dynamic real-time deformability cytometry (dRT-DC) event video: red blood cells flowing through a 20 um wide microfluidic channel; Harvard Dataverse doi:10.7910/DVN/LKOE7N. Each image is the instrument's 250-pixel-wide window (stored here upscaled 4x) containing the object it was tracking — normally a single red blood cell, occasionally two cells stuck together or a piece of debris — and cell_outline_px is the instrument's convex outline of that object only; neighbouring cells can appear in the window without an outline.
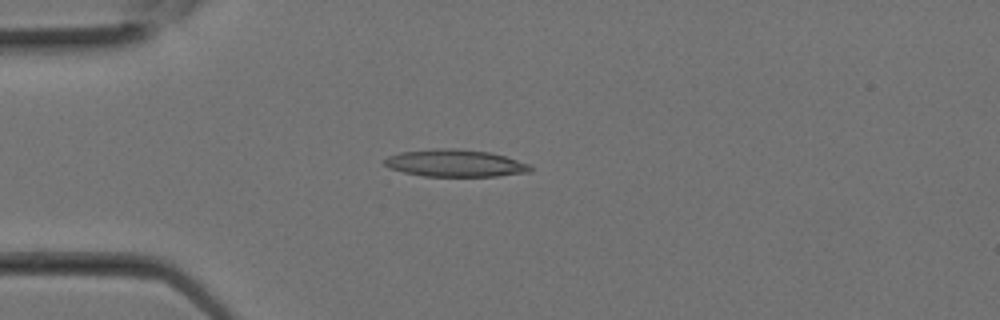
{"species": "Egyptian fruit bat (a non-hibernating species)", "species_latin": "Rousettus aegyptiacus", "temperature_condition": "room temperature", "stored_images_in_passage": 6, "camera_frame_rate_fps": 3000, "um_per_image_px": 0.085, "animal": {"sex": "female"}, "frame": {"image": 1, "passage_image": 2, "time_ms": 0.333, "image_size_px": [1000, 320], "cell_outline_px": [[532, 172], [496, 176], [424, 176], [404, 172], [388, 168], [384, 164], [384, 160], [388, 156], [400, 152], [432, 148], [456, 148], [488, 152], [504, 156], [528, 164], [532, 168]], "centroid_in_image_um": [38.66, 13.87], "position_along_channel_um": 46.3, "area_um2": 23.12}}
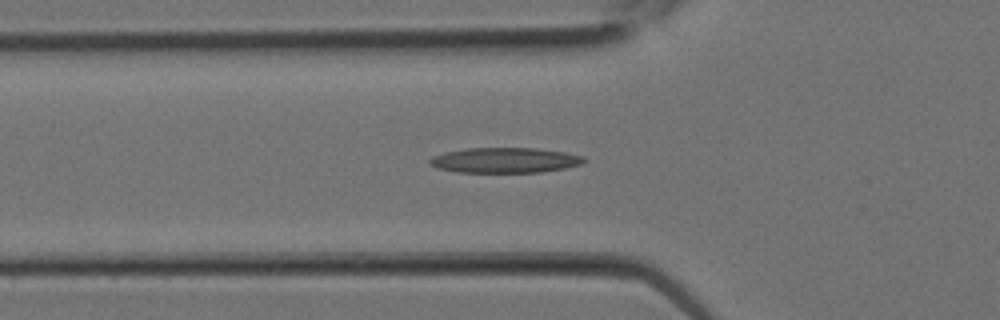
{"frame": {"image": 2, "passage_image": 4, "time_ms": 1.0, "image_size_px": [1000, 320], "cell_outline_px": [[584, 164], [564, 168], [540, 172], [460, 172], [436, 168], [428, 164], [428, 160], [432, 156], [444, 152], [468, 148], [536, 148], [564, 152], [584, 156]], "centroid_in_image_um": [42.89, 13.62], "position_along_channel_um": 82.9, "area_um2": 22.72}}
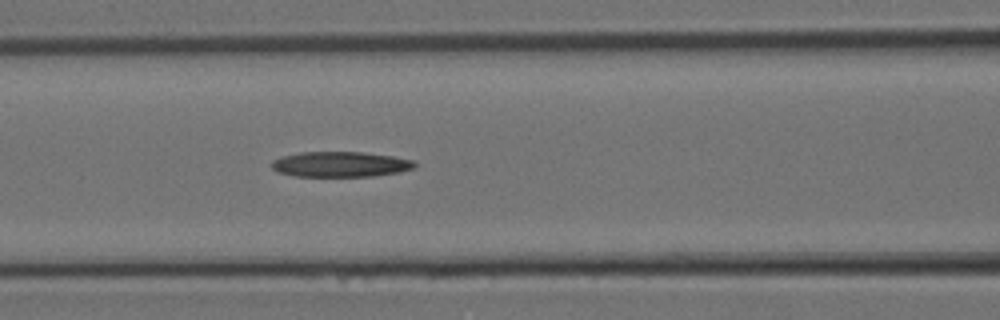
{"frame": {"image": 3, "passage_image": 6, "time_ms": 1.667, "image_size_px": [1000, 320], "cell_outline_px": [[416, 168], [400, 172], [372, 176], [296, 176], [276, 172], [272, 168], [272, 160], [280, 156], [300, 152], [364, 152], [392, 156], [416, 160]], "centroid_in_image_um": [28.95, 13.96], "position_along_channel_um": 137.7, "area_um2": 21.33}}